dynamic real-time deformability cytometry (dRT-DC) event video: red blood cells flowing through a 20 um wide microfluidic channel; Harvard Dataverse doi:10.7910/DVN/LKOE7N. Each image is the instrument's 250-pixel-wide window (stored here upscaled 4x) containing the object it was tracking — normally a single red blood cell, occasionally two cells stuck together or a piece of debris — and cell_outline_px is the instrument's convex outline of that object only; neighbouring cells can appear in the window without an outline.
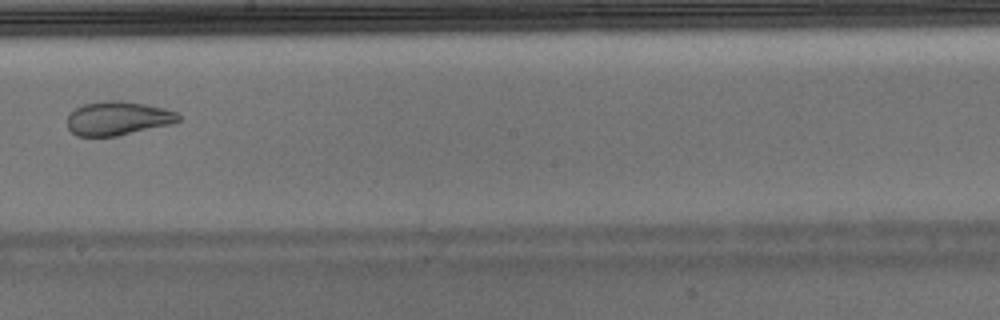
{"species": "Egyptian fruit bat (a non-hibernating species)", "species_latin": "Rousettus aegyptiacus", "temperature_condition": "warm", "stored_images_in_passage": 8, "camera_frame_rate_fps": 3000, "um_per_image_px": 0.085, "animal": {"sex": "male"}, "frame": {"image": 1, "passage_image": 8, "time_ms": 2.333, "image_size_px": [1000, 320], "cell_outline_px": [[180, 120], [172, 124], [116, 136], [76, 136], [68, 128], [68, 116], [76, 108], [84, 104], [108, 100], [120, 100], [144, 104], [164, 108], [176, 112], [180, 116]], "centroid_in_image_um": [10.03, 10.06], "position_along_channel_um": 238.2, "area_um2": 21.79}}